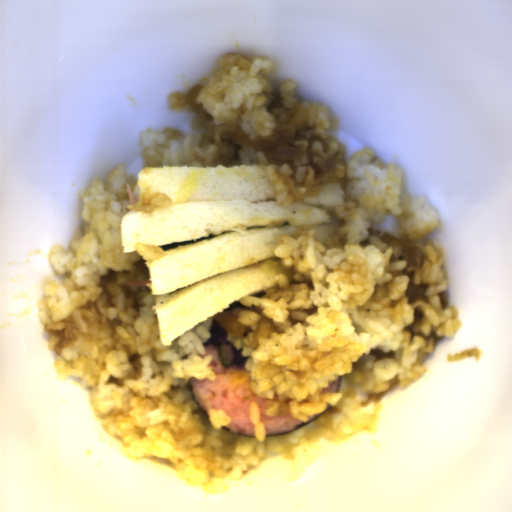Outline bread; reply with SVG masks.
I'll use <instances>...</instances> for the list:
<instances>
[{
  "instance_id": "1",
  "label": "bread",
  "mask_w": 512,
  "mask_h": 512,
  "mask_svg": "<svg viewBox=\"0 0 512 512\" xmlns=\"http://www.w3.org/2000/svg\"><path fill=\"white\" fill-rule=\"evenodd\" d=\"M136 182V205H143L142 196L153 192L168 196L172 205L123 215V254L135 251L136 243L160 247L216 235L164 250L162 259L145 260L146 287L155 301L151 311L159 340L168 347L244 297L276 286L280 274L295 283L293 267L286 268L274 254L282 236L296 239L310 224L323 245L342 226L336 207L347 204L337 182L315 185L305 201L277 204L268 165L144 167Z\"/></svg>"
}]
</instances>
